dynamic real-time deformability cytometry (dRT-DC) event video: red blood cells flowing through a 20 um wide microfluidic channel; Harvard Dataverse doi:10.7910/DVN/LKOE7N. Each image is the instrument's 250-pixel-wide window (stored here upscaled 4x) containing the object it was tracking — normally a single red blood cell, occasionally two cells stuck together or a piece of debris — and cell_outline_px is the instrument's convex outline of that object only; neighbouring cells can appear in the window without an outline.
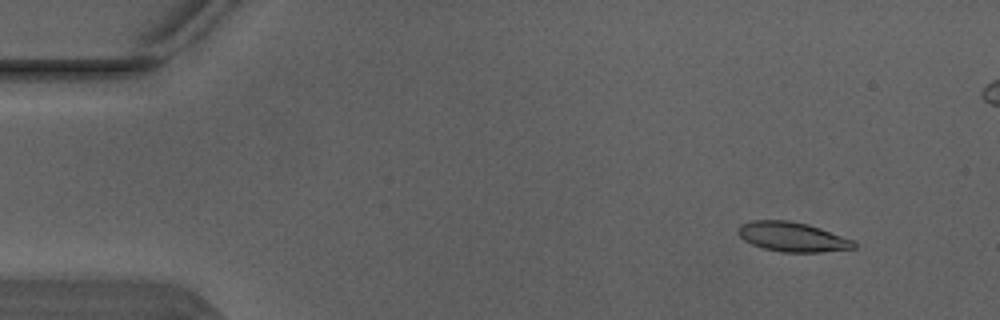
{"species": "Egyptian fruit bat (a non-hibernating species)", "species_latin": "Rousettus aegyptiacus", "temperature_condition": "warm", "stored_images_in_passage": 5, "camera_frame_rate_fps": 3000, "um_per_image_px": 0.085, "animal": {"sex": "male"}, "frame": {"image": 1, "passage_image": 1, "time_ms": 0.0, "image_size_px": [1000, 320], "cell_outline_px": [[856, 248], [824, 252], [780, 252], [764, 248], [752, 244], [744, 240], [736, 232], [740, 224], [752, 220], [788, 220], [808, 224], [856, 240]], "centroid_in_image_um": [67.38, 20.13], "position_along_channel_um": 17.6, "area_um2": 20.17}}
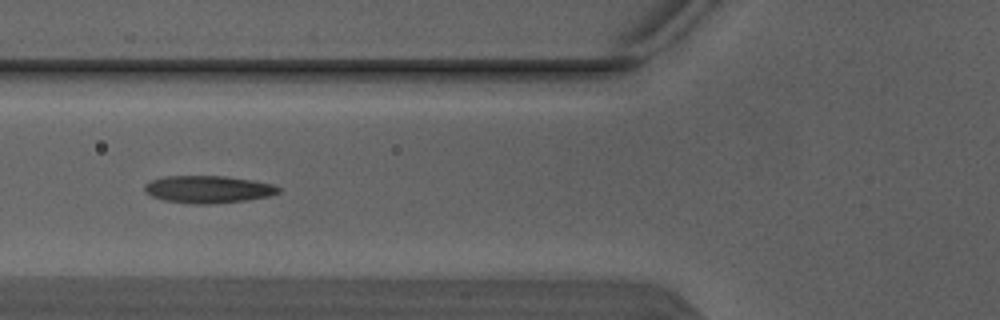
{"frame": {"image": 2, "passage_image": 5, "time_ms": 1.333, "image_size_px": [1000, 320], "cell_outline_px": [[280, 192], [268, 196], [248, 200], [208, 204], [192, 204], [164, 200], [152, 196], [144, 192], [144, 184], [152, 180], [164, 176], [224, 176], [252, 180], [272, 184], [280, 188]], "centroid_in_image_um": [17.67, 16.09], "position_along_channel_um": 108.1, "area_um2": 21.33}}